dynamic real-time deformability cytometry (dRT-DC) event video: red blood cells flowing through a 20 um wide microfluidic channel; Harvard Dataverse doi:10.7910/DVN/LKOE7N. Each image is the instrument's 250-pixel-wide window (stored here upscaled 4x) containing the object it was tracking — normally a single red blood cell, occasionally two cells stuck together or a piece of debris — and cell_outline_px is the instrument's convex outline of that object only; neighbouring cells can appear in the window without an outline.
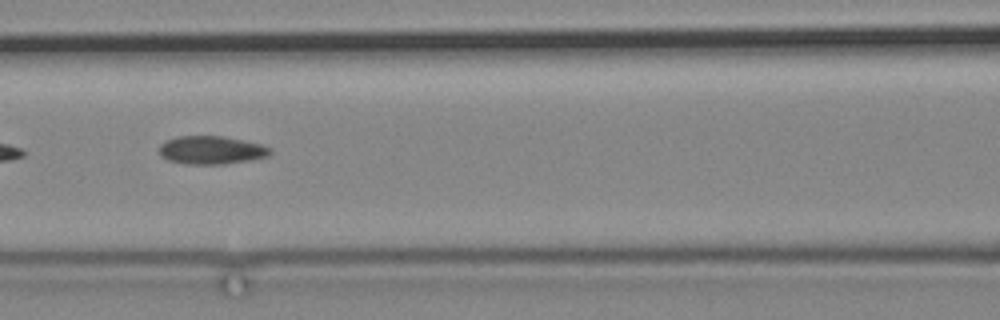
{"species": "common noctule bat (a hibernating species)", "species_latin": "Nyctalus noctula", "temperature_condition": "cold", "stored_images_in_passage": 8, "camera_frame_rate_fps": 3000, "um_per_image_px": 0.085, "animal": {"sex": "male", "body_mass_g": 19.2, "forearm_length_mm": 51.8}, "frame": {"image": 1, "passage_image": 5, "time_ms": 4.667, "image_size_px": [1000, 320], "cell_outline_px": [[272, 152], [268, 156], [248, 160], [224, 164], [184, 164], [168, 160], [160, 156], [160, 144], [164, 140], [180, 136], [224, 136], [244, 140], [260, 144], [272, 148]], "centroid_in_image_um": [17.95, 12.75], "position_along_channel_um": 148.7, "area_um2": 18.32}}
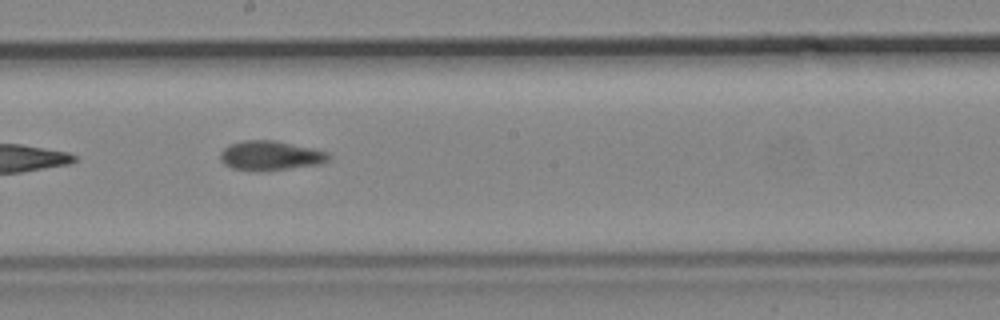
{"frame": {"image": 2, "passage_image": 7, "time_ms": 7.0, "image_size_px": [1000, 320], "cell_outline_px": [[332, 156], [324, 164], [260, 172], [256, 172], [232, 168], [224, 164], [220, 160], [220, 152], [228, 144], [244, 140], [276, 140], [312, 148], [328, 152]], "centroid_in_image_um": [22.99, 13.24], "position_along_channel_um": 225.2, "area_um2": 19.07}}
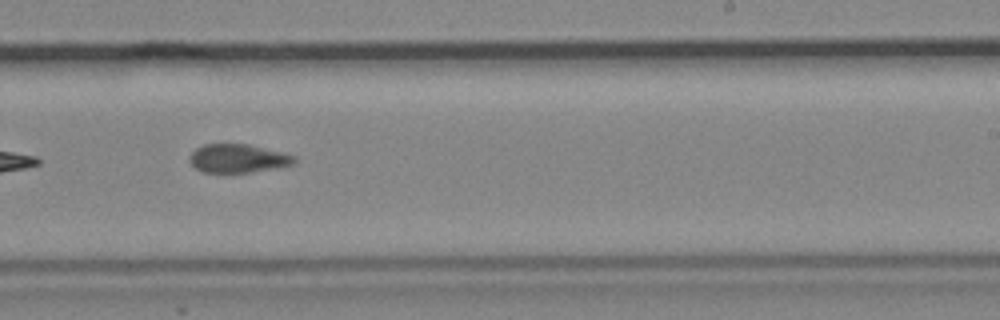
{"frame": {"image": 3, "passage_image": 8, "time_ms": 8.333, "image_size_px": [1000, 320], "cell_outline_px": [[296, 160], [292, 164], [272, 168], [248, 172], [200, 172], [188, 160], [188, 156], [196, 148], [204, 144], [248, 144], [296, 156]], "centroid_in_image_um": [20.16, 13.46], "position_along_channel_um": 268.8, "area_um2": 17.17}}